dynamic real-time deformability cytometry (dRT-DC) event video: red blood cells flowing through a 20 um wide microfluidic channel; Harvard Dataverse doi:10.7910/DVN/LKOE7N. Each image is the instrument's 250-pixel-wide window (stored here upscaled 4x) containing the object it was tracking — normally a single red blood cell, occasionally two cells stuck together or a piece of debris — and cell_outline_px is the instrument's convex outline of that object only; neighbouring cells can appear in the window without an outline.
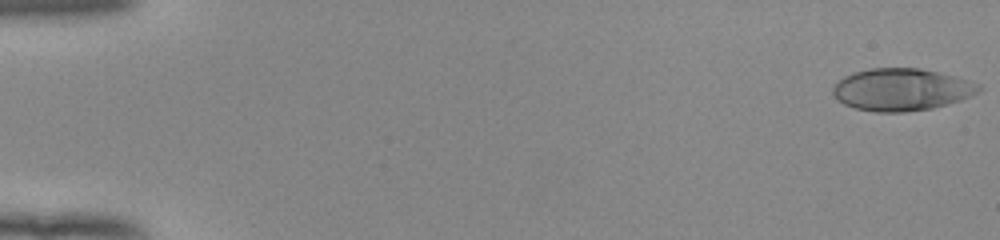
{"species": "human", "species_latin": "Homo sapiens", "temperature_condition": "room temperature", "stored_images_in_passage": 53, "camera_frame_rate_fps": 3000, "um_per_image_px": 0.085, "donor": {"sex": "female"}, "frame": {"image": 1, "passage_image": 1, "time_ms": 0.0, "image_size_px": [1000, 240], "cell_outline_px": [[980, 92], [972, 96], [960, 100], [932, 108], [904, 112], [876, 112], [856, 108], [844, 104], [836, 100], [832, 92], [832, 88], [844, 76], [852, 72], [872, 68], [920, 68], [956, 76], [980, 84]], "centroid_in_image_um": [76.63, 7.61], "position_along_channel_um": 8.4, "area_um2": 35.95}}
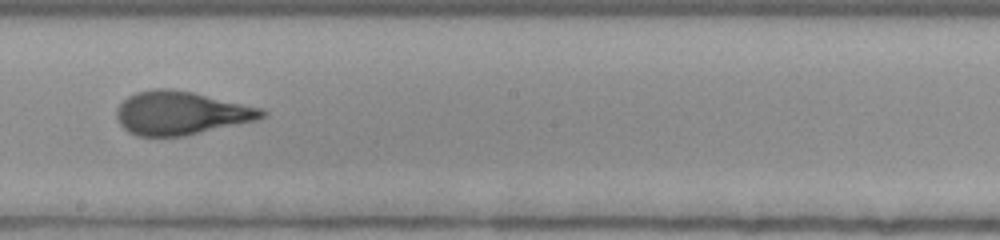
{"frame": {"image": 2, "passage_image": 31, "time_ms": 10.0, "image_size_px": [1000, 240], "cell_outline_px": [[268, 112], [264, 116], [256, 120], [184, 136], [136, 136], [128, 132], [120, 124], [116, 116], [116, 108], [128, 96], [136, 92], [156, 88], [168, 88], [192, 92], [264, 108]], "centroid_in_image_um": [15.37, 9.6], "position_along_channel_um": 232.8, "area_um2": 36.76}}
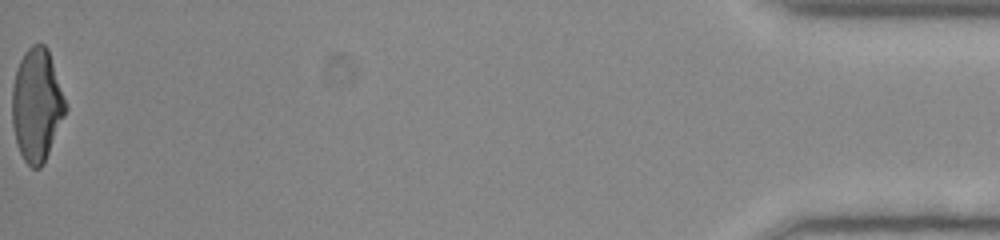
{"frame": {"image": 3, "passage_image": 53, "time_ms": 17.333, "image_size_px": [1000, 240], "cell_outline_px": [[68, 108], [44, 164], [40, 168], [32, 168], [24, 160], [16, 144], [12, 124], [12, 88], [16, 68], [24, 52], [32, 44], [44, 44], [48, 48]], "centroid_in_image_um": [3.12, 8.93], "position_along_channel_um": 432.1, "area_um2": 35.32}, "authors_computed_cell_mechanics": {"area_um2": 36.0094, "velocity_mm_per_s": 3.9708, "shape_relaxation_time_tau1_ms": 6.2665, "shape_relaxation_time_tau2_ms": 0.7729, "deformation_change_tau1": 0.2462, "deformation_change_tau2": 0.0727}}